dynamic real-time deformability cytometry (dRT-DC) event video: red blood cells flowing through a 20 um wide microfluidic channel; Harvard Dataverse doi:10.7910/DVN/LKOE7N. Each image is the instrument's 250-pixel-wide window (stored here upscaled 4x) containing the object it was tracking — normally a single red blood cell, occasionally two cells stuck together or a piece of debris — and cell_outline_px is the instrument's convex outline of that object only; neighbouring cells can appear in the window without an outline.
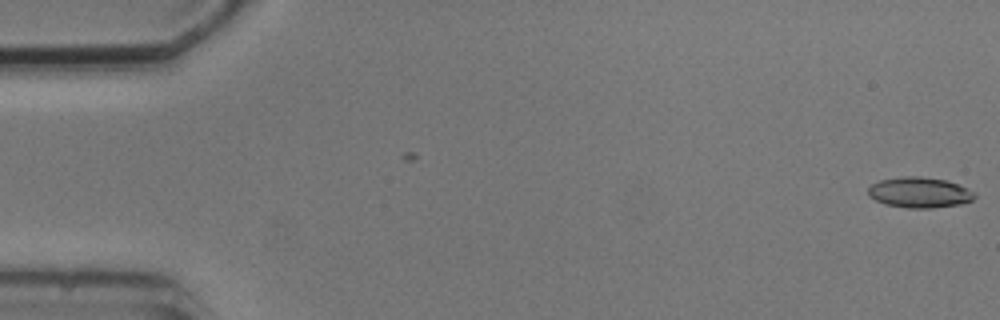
{"species": "common noctule bat (a hibernating species)", "species_latin": "Nyctalus noctula", "temperature_condition": "cold", "stored_images_in_passage": 5, "camera_frame_rate_fps": 3000, "um_per_image_px": 0.085, "animal": {"sex": "male", "body_mass_g": 20.5, "forearm_length_mm": 52.5}, "frame": {"image": 1, "passage_image": 1, "time_ms": 0.0, "image_size_px": [1000, 320], "cell_outline_px": [[976, 196], [972, 200], [960, 204], [932, 208], [908, 208], [884, 204], [868, 196], [868, 188], [872, 184], [880, 180], [900, 176], [920, 176], [948, 180], [968, 188], [976, 192]], "centroid_in_image_um": [78.17, 16.35], "position_along_channel_um": 6.8, "area_um2": 19.19}}